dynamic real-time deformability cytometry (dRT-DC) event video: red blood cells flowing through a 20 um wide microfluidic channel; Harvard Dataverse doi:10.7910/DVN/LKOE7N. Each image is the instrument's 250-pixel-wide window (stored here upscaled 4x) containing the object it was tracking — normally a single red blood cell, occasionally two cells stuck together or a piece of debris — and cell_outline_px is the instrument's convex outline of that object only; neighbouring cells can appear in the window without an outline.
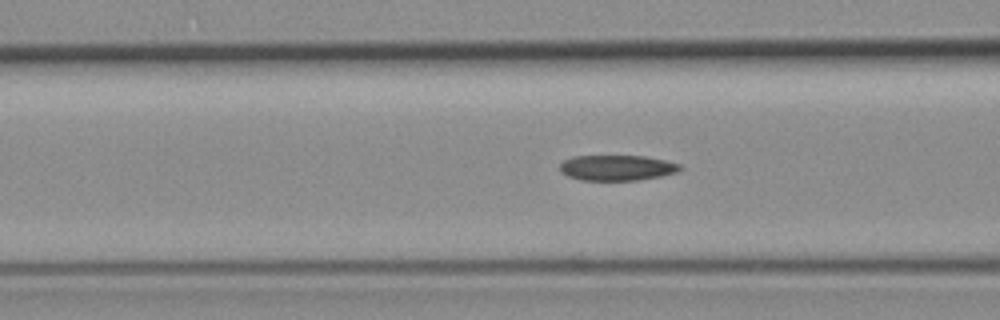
{"species": "common noctule bat (a hibernating species)", "species_latin": "Nyctalus noctula", "temperature_condition": "room temperature", "stored_images_in_passage": 6, "camera_frame_rate_fps": 3000, "um_per_image_px": 0.085, "animal": {"sex": "female", "body_mass_g": 19.3, "forearm_length_mm": 54.1}, "frame": {"image": 1, "passage_image": 6, "time_ms": 6.667, "image_size_px": [1000, 320], "cell_outline_px": [[684, 168], [676, 172], [660, 176], [636, 180], [580, 180], [568, 176], [560, 172], [560, 164], [564, 160], [572, 156], [644, 156], [664, 160], [680, 164]], "centroid_in_image_um": [52.42, 14.26], "position_along_channel_um": 114.2, "area_um2": 17.8}}